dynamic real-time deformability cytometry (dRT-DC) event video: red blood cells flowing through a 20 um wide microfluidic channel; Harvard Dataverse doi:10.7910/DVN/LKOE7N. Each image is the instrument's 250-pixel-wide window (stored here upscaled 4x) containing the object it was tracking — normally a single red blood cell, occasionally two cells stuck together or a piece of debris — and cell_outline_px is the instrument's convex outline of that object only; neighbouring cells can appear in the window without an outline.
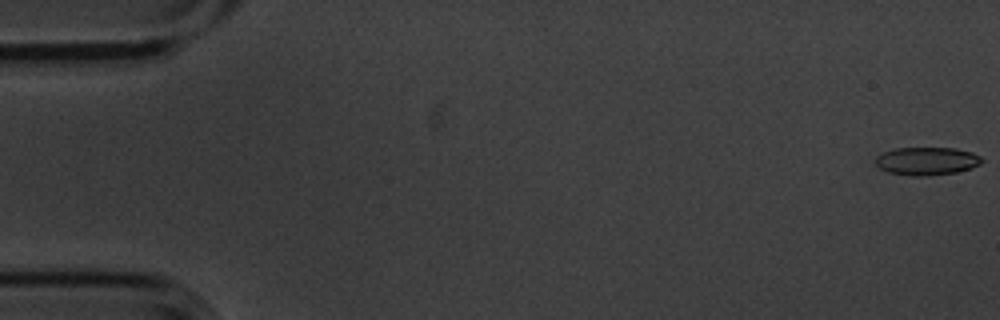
{"species": "common noctule bat (a hibernating species)", "species_latin": "Nyctalus noctula", "temperature_condition": "cold", "stored_images_in_passage": 49, "camera_frame_rate_fps": 3000, "um_per_image_px": 0.085, "animal": {"sex": "male", "body_mass_g": 20.1, "forearm_length_mm": 53.5}, "frame": {"image": 1, "passage_image": 1, "time_ms": 0.0, "image_size_px": [1000, 320], "cell_outline_px": [[984, 160], [980, 164], [972, 168], [956, 172], [928, 176], [912, 176], [888, 172], [880, 168], [876, 164], [876, 156], [892, 148], [956, 148], [972, 152], [980, 156]], "centroid_in_image_um": [78.79, 13.69], "position_along_channel_um": 6.2, "area_um2": 17.46}}
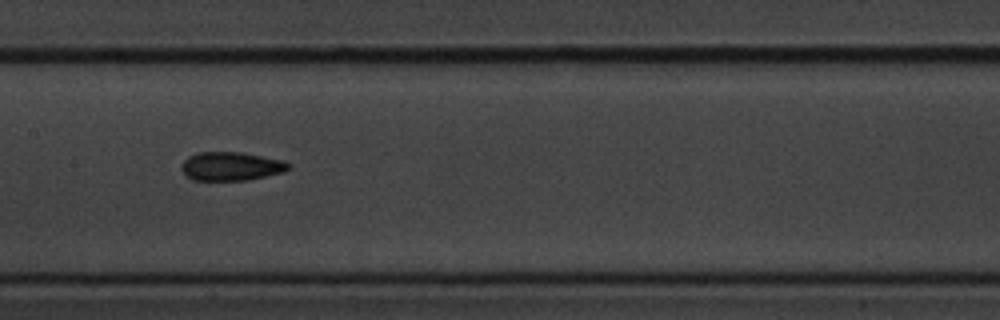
{"frame": {"image": 2, "passage_image": 28, "time_ms": 9.0, "image_size_px": [1000, 320], "cell_outline_px": [[292, 164], [284, 172], [248, 180], [192, 180], [184, 176], [180, 168], [184, 160], [188, 156], [196, 152], [240, 152], [284, 160]], "centroid_in_image_um": [19.61, 14.13], "position_along_channel_um": 187.8, "area_um2": 18.09}}
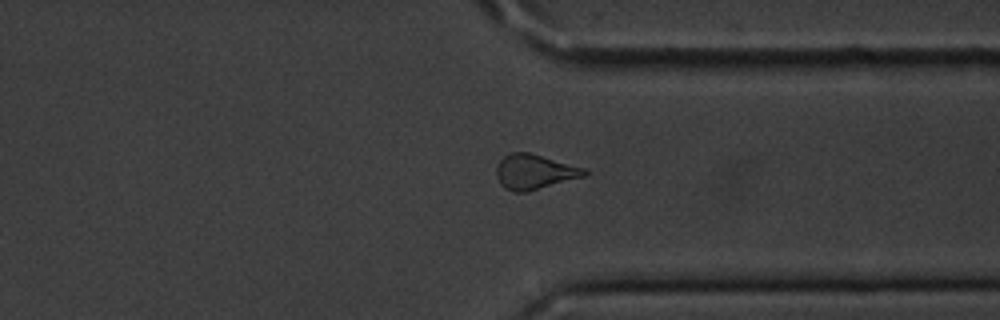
{"frame": {"image": 3, "passage_image": 43, "time_ms": 14.0, "image_size_px": [1000, 320], "cell_outline_px": [[588, 172], [584, 176], [528, 192], [512, 192], [504, 188], [500, 184], [496, 176], [496, 168], [500, 160], [504, 156], [512, 152], [528, 152], [588, 168]], "centroid_in_image_um": [45.43, 14.61], "position_along_channel_um": 366.0, "area_um2": 18.09}}